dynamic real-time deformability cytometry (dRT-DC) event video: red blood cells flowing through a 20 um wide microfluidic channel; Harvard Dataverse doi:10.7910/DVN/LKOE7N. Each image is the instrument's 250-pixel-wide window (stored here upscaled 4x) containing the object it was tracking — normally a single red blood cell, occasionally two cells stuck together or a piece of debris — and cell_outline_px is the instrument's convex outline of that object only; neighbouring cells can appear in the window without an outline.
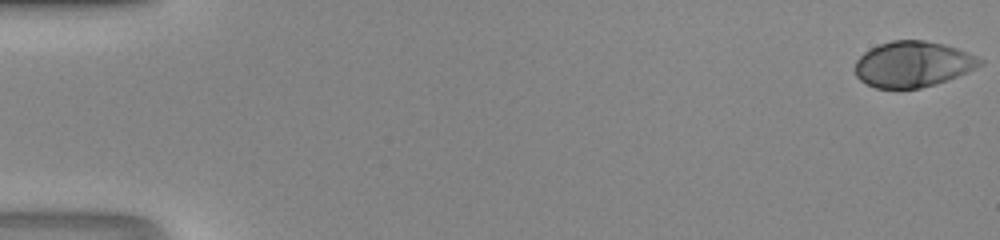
{"species": "human", "species_latin": "Homo sapiens", "temperature_condition": "room temperature", "stored_images_in_passage": 48, "camera_frame_rate_fps": 3000, "um_per_image_px": 0.085, "donor": {"sex": "male"}, "frame": {"image": 1, "passage_image": 1, "time_ms": 0.0, "image_size_px": [1000, 240], "cell_outline_px": [[984, 64], [976, 68], [936, 84], [920, 88], [876, 88], [860, 80], [856, 76], [856, 60], [864, 52], [880, 44], [892, 40], [924, 40], [944, 44], [968, 52], [984, 60]], "centroid_in_image_um": [77.61, 5.45], "position_along_channel_um": 7.4, "area_um2": 33.12}}
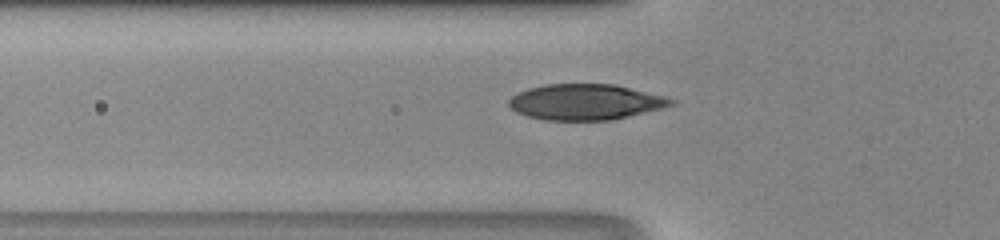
{"frame": {"image": 2, "passage_image": 18, "time_ms": 5.667, "image_size_px": [1000, 240], "cell_outline_px": [[676, 104], [664, 108], [612, 120], [544, 120], [528, 116], [516, 112], [508, 104], [508, 100], [512, 96], [528, 88], [544, 84], [612, 84], [664, 96], [676, 100]], "centroid_in_image_um": [49.78, 8.67], "position_along_channel_um": 76.0, "area_um2": 33.76}}
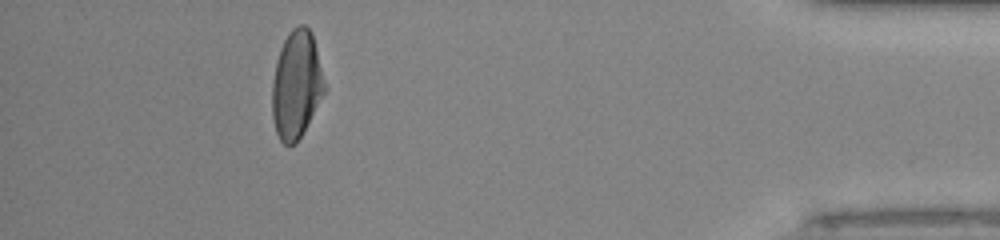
{"frame": {"image": 3, "passage_image": 44, "time_ms": 14.333, "image_size_px": [1000, 240], "cell_outline_px": [[324, 92], [296, 144], [284, 144], [280, 140], [276, 132], [272, 116], [272, 84], [276, 60], [280, 48], [288, 32], [292, 28], [300, 24], [304, 24], [312, 32], [316, 48], [324, 84]], "centroid_in_image_um": [25.16, 7.17], "position_along_channel_um": 410.0, "area_um2": 32.37}}